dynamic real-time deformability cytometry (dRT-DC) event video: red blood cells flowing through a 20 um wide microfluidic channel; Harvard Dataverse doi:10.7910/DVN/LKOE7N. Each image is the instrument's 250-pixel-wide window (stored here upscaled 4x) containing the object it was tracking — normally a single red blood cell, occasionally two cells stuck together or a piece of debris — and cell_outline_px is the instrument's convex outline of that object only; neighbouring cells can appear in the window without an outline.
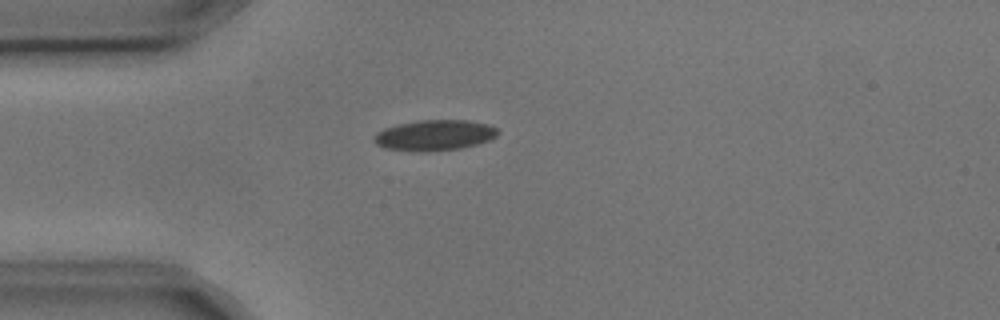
{"species": "common noctule bat (a hibernating species)", "species_latin": "Nyctalus noctula", "temperature_condition": "cold", "stored_images_in_passage": 1, "camera_frame_rate_fps": 3000, "um_per_image_px": 0.085, "animal": {"sex": "male", "body_mass_g": 17.9, "forearm_length_mm": 54.2}, "frame": {"image": 1, "passage_image": 1, "time_ms": 0.0, "image_size_px": [1000, 320], "cell_outline_px": [[500, 132], [492, 140], [460, 148], [428, 152], [424, 152], [384, 148], [376, 144], [372, 140], [376, 132], [384, 128], [396, 124], [416, 120], [468, 120], [488, 124], [496, 128]], "centroid_in_image_um": [36.92, 11.49], "position_along_channel_um": 48.1, "area_um2": 22.37}}